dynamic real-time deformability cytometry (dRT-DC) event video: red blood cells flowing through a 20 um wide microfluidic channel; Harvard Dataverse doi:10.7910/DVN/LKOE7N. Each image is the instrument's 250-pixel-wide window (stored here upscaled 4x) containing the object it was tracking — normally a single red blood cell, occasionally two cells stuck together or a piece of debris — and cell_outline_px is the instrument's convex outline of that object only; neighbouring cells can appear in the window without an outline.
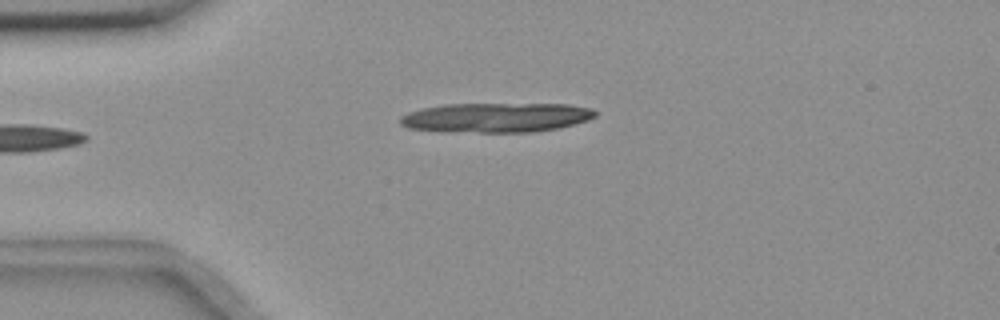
{"species": "common noctule bat (a hibernating species)", "species_latin": "Nyctalus noctula", "temperature_condition": "room temperature", "stored_images_in_passage": 5, "camera_frame_rate_fps": 3000, "um_per_image_px": 0.085, "animal": {"sex": "female", "body_mass_g": 18.4}, "frame": {"image": 1, "passage_image": 5, "time_ms": 4.333, "image_size_px": [1000, 320], "cell_outline_px": [[596, 116], [588, 120], [560, 128], [532, 132], [480, 132], [408, 128], [400, 124], [400, 116], [408, 112], [424, 108], [444, 104], [568, 104], [592, 108], [596, 112]], "centroid_in_image_um": [42.23, 9.98], "position_along_channel_um": 42.8, "area_um2": 33.35}}